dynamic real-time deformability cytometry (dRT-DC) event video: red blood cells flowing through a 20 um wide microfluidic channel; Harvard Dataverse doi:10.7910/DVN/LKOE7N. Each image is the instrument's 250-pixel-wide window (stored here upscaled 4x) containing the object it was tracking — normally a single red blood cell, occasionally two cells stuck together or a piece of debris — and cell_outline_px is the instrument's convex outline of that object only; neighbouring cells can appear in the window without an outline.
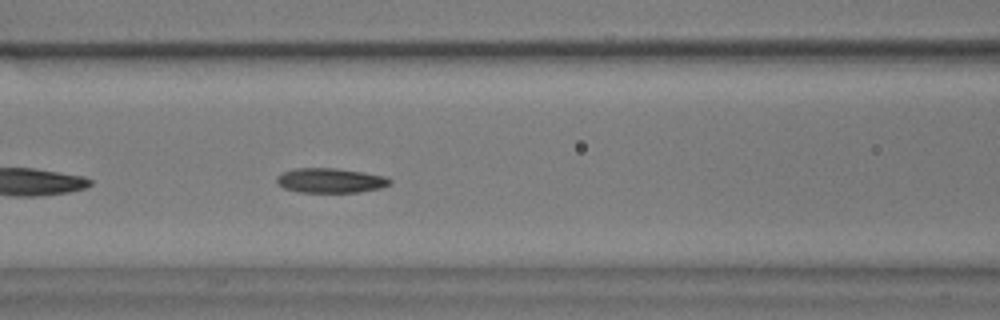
{"species": "common noctule bat (a hibernating species)", "species_latin": "Nyctalus noctula", "temperature_condition": "warm", "stored_images_in_passage": 32, "camera_frame_rate_fps": 3000, "um_per_image_px": 0.085, "animal": {"sex": "male", "body_mass_g": 17.9}, "frame": {"image": 1, "passage_image": 10, "time_ms": 3.0, "image_size_px": [1000, 320], "cell_outline_px": [[392, 184], [380, 188], [360, 192], [300, 192], [284, 188], [276, 180], [276, 176], [284, 172], [296, 168], [336, 168], [364, 172], [384, 176], [392, 180]], "centroid_in_image_um": [28.12, 15.34], "position_along_channel_um": 138.5, "area_um2": 16.24}}
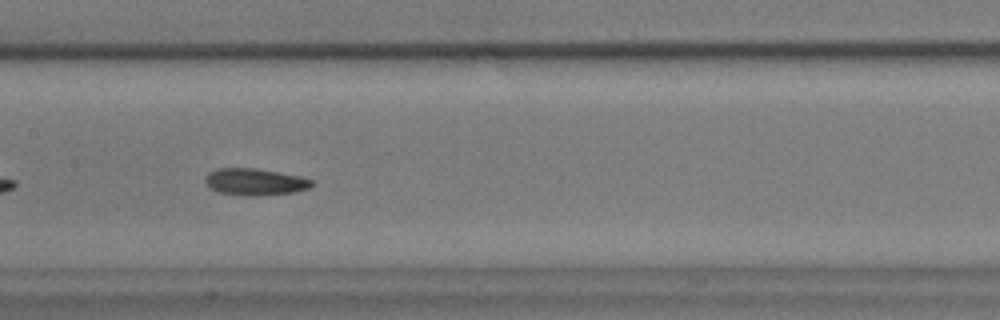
{"frame": {"image": 2, "passage_image": 14, "time_ms": 4.333, "image_size_px": [1000, 320], "cell_outline_px": [[312, 184], [308, 188], [292, 192], [256, 196], [244, 196], [220, 192], [212, 188], [204, 180], [212, 172], [220, 168], [252, 168], [300, 176], [312, 180]], "centroid_in_image_um": [21.69, 15.47], "position_along_channel_um": 185.7, "area_um2": 16.13}, "authors_computed_cell_mechanics": {"area_um2": 16.3863, "velocity_mm_per_s": 3.5477, "shape_relaxation_time_tau1_ms": 8.906, "shape_relaxation_time_tau2_ms": 3.0928, "deformation_change_tau1": 0.169, "deformation_change_tau2": 0.0994}}